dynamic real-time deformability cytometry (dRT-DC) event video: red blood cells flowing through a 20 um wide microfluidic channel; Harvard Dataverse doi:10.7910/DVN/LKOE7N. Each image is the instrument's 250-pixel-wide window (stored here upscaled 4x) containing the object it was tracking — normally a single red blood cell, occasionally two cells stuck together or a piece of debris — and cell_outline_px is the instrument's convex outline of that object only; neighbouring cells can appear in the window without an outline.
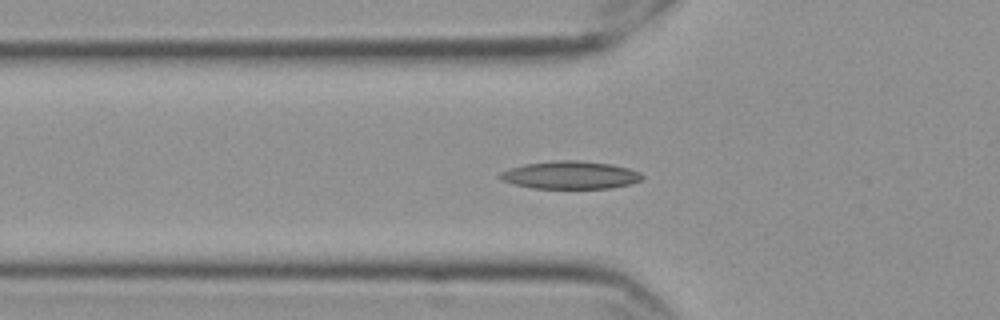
{"species": "Egyptian fruit bat (a non-hibernating species)", "species_latin": "Rousettus aegyptiacus", "temperature_condition": "cold", "stored_images_in_passage": 53, "camera_frame_rate_fps": 3000, "um_per_image_px": 0.085, "frame": {"image": 1, "passage_image": 20, "time_ms": 6.333, "image_size_px": [1000, 320], "cell_outline_px": [[644, 176], [640, 180], [632, 184], [612, 188], [532, 188], [512, 184], [500, 180], [500, 172], [524, 164], [552, 160], [580, 160], [612, 164], [628, 168], [640, 172]], "centroid_in_image_um": [48.49, 14.87], "position_along_channel_um": 77.3, "area_um2": 23.18}}
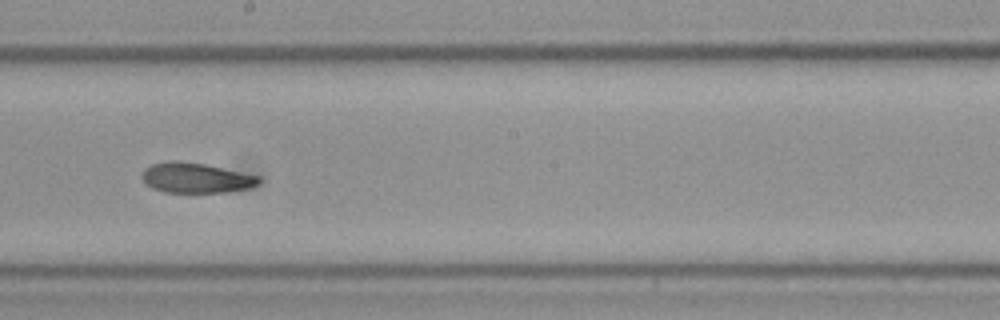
{"frame": {"image": 2, "passage_image": 33, "time_ms": 10.667, "image_size_px": [1000, 320], "cell_outline_px": [[260, 180], [256, 184], [248, 188], [224, 192], [164, 192], [152, 188], [144, 184], [140, 176], [144, 168], [152, 164], [168, 160], [172, 160], [204, 164], [260, 176]], "centroid_in_image_um": [16.57, 15.11], "position_along_channel_um": 231.6, "area_um2": 20.46}}
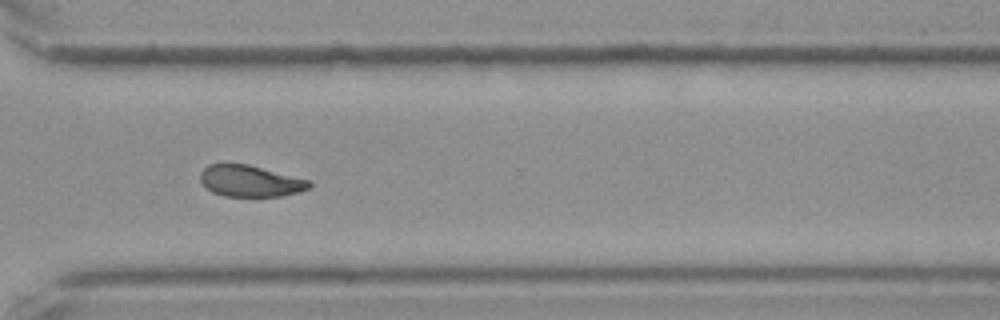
{"frame": {"image": 3, "passage_image": 43, "time_ms": 14.0, "image_size_px": [1000, 320], "cell_outline_px": [[312, 188], [300, 192], [280, 196], [224, 196], [212, 192], [200, 180], [200, 172], [208, 164], [248, 164], [312, 180]], "centroid_in_image_um": [21.33, 15.38], "position_along_channel_um": 349.3, "area_um2": 20.11}, "authors_computed_cell_mechanics": {"area_um2": 20.808, "velocity_mm_per_s": 3.5323, "shape_relaxation_time_tau1_ms": 5.1006, "shape_relaxation_time_tau2_ms": 5.4503, "deformation_change_tau1": 0.1571, "deformation_change_tau2": 0.0787}}